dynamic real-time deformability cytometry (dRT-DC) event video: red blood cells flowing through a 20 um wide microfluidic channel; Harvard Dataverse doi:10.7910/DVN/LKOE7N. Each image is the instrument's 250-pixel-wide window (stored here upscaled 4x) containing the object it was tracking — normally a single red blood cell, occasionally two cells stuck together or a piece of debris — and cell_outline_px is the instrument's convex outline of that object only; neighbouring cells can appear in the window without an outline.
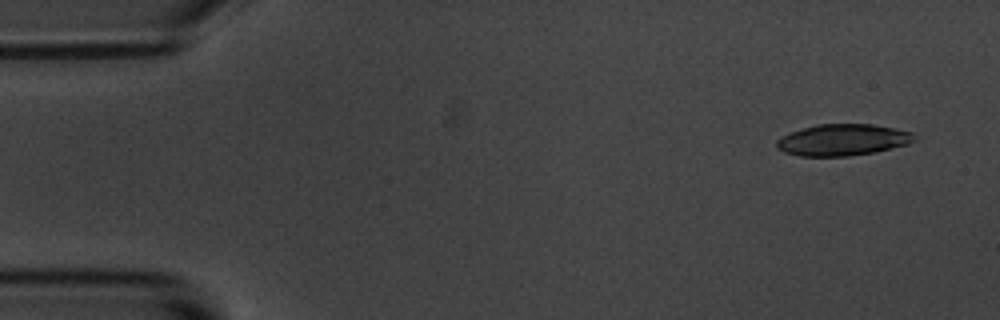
{"species": "common noctule bat (a hibernating species)", "species_latin": "Nyctalus noctula", "temperature_condition": "room temperature", "stored_images_in_passage": 7, "camera_frame_rate_fps": 3000, "um_per_image_px": 0.085, "animal": {"sex": "male", "body_mass_g": 20.1, "forearm_length_mm": 53.5}, "frame": {"image": 1, "passage_image": 1, "time_ms": 0.0, "image_size_px": [1000, 320], "cell_outline_px": [[916, 140], [908, 144], [872, 152], [848, 156], [800, 156], [784, 152], [776, 144], [776, 140], [780, 136], [816, 124], [872, 124], [912, 132], [916, 136]], "centroid_in_image_um": [71.63, 11.88], "position_along_channel_um": 13.4, "area_um2": 25.03}}